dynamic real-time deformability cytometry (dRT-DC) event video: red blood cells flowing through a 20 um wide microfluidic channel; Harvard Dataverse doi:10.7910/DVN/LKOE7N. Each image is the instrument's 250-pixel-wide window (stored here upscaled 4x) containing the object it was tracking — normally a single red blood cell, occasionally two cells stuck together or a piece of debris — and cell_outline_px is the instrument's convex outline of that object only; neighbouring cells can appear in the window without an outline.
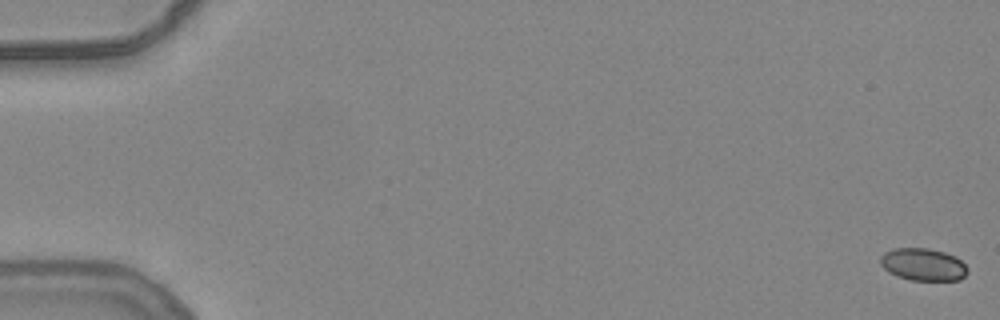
{"species": "common noctule bat (a hibernating species)", "species_latin": "Nyctalus noctula", "temperature_condition": "warm", "stored_images_in_passage": 55, "camera_frame_rate_fps": 3000, "um_per_image_px": 0.085, "animal": {"sex": "female", "body_mass_g": 24.6, "forearm_length_mm": 56.2}, "frame": {"image": 1, "passage_image": 1, "time_ms": 0.0, "image_size_px": [1000, 320], "cell_outline_px": [[968, 272], [960, 280], [912, 280], [896, 276], [888, 272], [880, 264], [880, 256], [884, 252], [892, 248], [928, 248], [944, 252], [956, 256], [968, 268]], "centroid_in_image_um": [78.45, 22.47], "position_along_channel_um": 6.6, "area_um2": 16.59}}
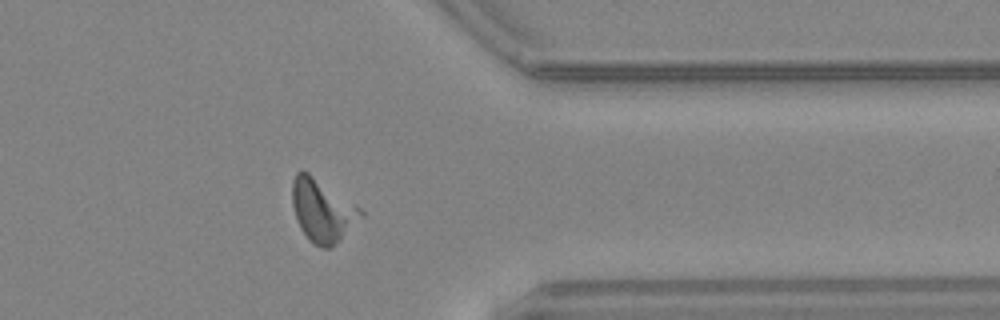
{"frame": {"image": 2, "passage_image": 45, "time_ms": 14.667, "image_size_px": [1000, 320], "cell_outline_px": [[364, 216], [332, 248], [320, 248], [312, 244], [308, 240], [300, 228], [296, 220], [292, 204], [292, 180], [296, 172], [308, 172], [356, 204], [364, 212]], "centroid_in_image_um": [27.4, 17.93], "position_along_channel_um": 384.0, "area_um2": 25.26}}
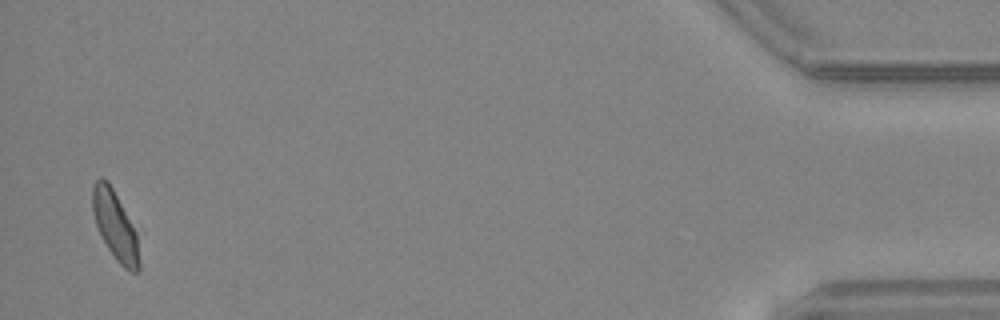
{"frame": {"image": 3, "passage_image": 54, "time_ms": 17.667, "image_size_px": [1000, 320], "cell_outline_px": [[140, 272], [132, 272], [124, 268], [116, 260], [108, 248], [96, 224], [92, 212], [92, 188], [96, 180], [100, 176], [108, 180], [136, 232], [140, 260]], "centroid_in_image_um": [9.79, 19.18], "position_along_channel_um": 425.4, "area_um2": 18.5}}